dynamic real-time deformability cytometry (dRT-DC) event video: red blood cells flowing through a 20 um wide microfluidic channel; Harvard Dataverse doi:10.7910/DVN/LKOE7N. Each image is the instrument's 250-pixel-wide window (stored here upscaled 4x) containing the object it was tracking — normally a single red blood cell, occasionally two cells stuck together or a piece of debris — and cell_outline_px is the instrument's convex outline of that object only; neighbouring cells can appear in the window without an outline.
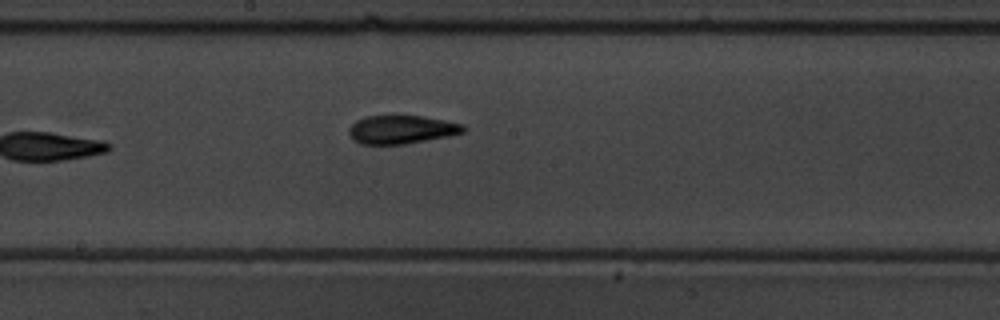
{"species": "common noctule bat (a hibernating species)", "species_latin": "Nyctalus noctula", "temperature_condition": "warm", "stored_images_in_passage": 8, "camera_frame_rate_fps": 3000, "um_per_image_px": 0.085, "animal": {"sex": "male", "body_mass_g": 19.5, "forearm_length_mm": 54.6}, "frame": {"image": 1, "passage_image": 8, "time_ms": 8.0, "image_size_px": [1000, 320], "cell_outline_px": [[468, 128], [464, 132], [448, 136], [404, 144], [360, 144], [352, 140], [348, 132], [348, 128], [356, 120], [364, 116], [420, 116], [444, 120], [464, 124]], "centroid_in_image_um": [34.11, 11.01], "position_along_channel_um": 214.1, "area_um2": 19.02}}